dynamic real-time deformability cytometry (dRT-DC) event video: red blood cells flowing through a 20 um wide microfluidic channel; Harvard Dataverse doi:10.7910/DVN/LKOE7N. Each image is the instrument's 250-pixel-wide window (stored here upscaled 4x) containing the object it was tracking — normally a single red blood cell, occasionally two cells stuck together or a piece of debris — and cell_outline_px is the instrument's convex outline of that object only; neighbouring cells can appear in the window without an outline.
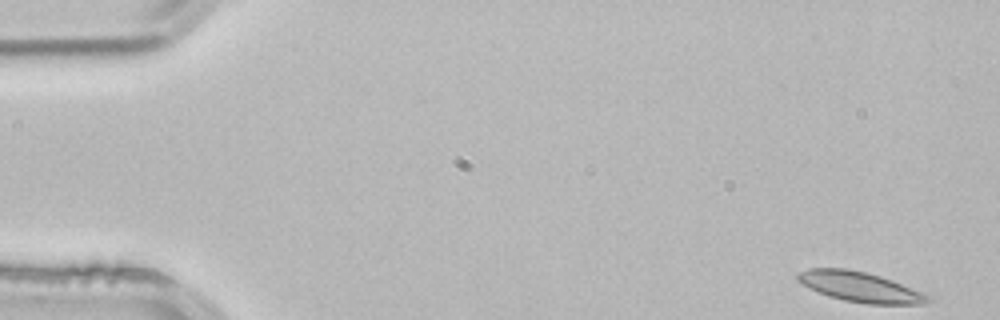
{"species": "common noctule bat (a hibernating species)", "species_latin": "Nyctalus noctula", "temperature_condition": "room temperature", "stored_images_in_passage": 4, "camera_frame_rate_fps": 3000, "um_per_image_px": 0.085, "animal": {"sex": "male", "body_mass_g": 21.5, "forearm_length_mm": 52.0}, "frame": {"image": 1, "passage_image": 1, "time_ms": 0.0, "image_size_px": [1000, 320], "cell_outline_px": [[932, 300], [924, 304], [868, 304], [844, 300], [828, 296], [796, 280], [796, 276], [800, 272], [808, 268], [848, 268], [868, 272], [892, 280], [924, 292], [932, 296]], "centroid_in_image_um": [73.17, 24.38], "position_along_channel_um": 11.8, "area_um2": 22.89}}
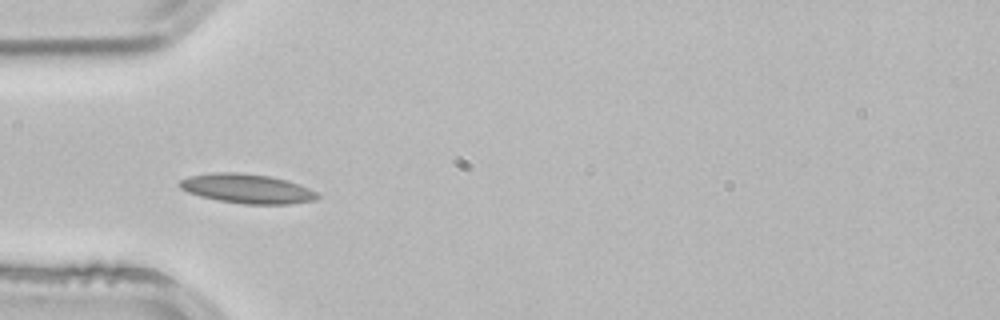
{"frame": {"image": 2, "passage_image": 4, "time_ms": 1.0, "image_size_px": [1000, 320], "cell_outline_px": [[320, 196], [316, 200], [292, 204], [244, 204], [216, 200], [200, 196], [188, 192], [180, 188], [176, 184], [180, 180], [188, 176], [212, 172], [236, 172], [268, 176], [288, 180], [300, 184], [316, 192]], "centroid_in_image_um": [20.98, 16.03], "position_along_channel_um": 64.0, "area_um2": 23.81}}